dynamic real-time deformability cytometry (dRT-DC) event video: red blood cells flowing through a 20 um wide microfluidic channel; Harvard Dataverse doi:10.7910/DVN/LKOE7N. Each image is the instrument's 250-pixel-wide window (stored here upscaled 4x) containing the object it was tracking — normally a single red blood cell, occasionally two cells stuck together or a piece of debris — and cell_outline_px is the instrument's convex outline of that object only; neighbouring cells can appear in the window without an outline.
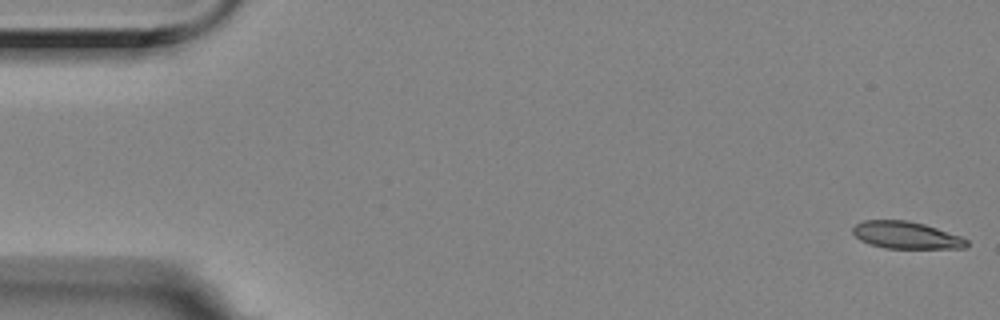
{"species": "Egyptian fruit bat (a non-hibernating species)", "species_latin": "Rousettus aegyptiacus", "temperature_condition": "room temperature", "stored_images_in_passage": 56, "camera_frame_rate_fps": 3000, "um_per_image_px": 0.085, "animal": {"sex": "female"}, "frame": {"image": 1, "passage_image": 1, "time_ms": 0.0, "image_size_px": [1000, 320], "cell_outline_px": [[968, 244], [964, 248], [884, 248], [860, 240], [852, 232], [852, 228], [856, 224], [864, 220], [908, 220], [924, 224], [960, 236], [968, 240]], "centroid_in_image_um": [77.01, 19.98], "position_along_channel_um": 8.0, "area_um2": 17.86}}
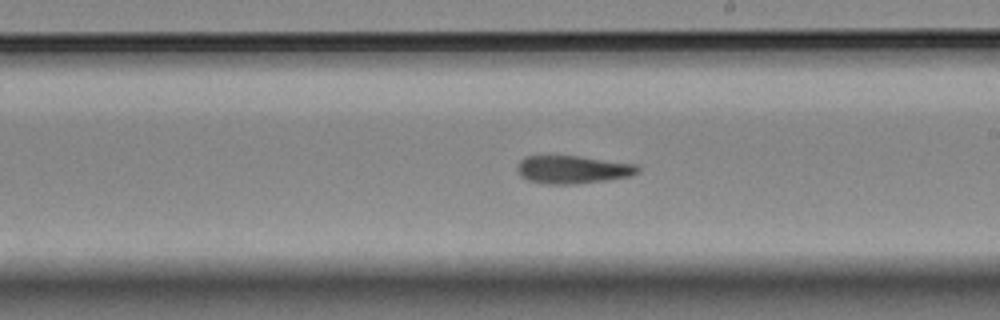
{"frame": {"image": 2, "passage_image": 32, "time_ms": 10.333, "image_size_px": [1000, 320], "cell_outline_px": [[640, 172], [632, 176], [576, 184], [544, 184], [528, 180], [520, 176], [516, 168], [520, 160], [528, 156], [576, 156], [636, 164], [640, 168]], "centroid_in_image_um": [48.68, 14.42], "position_along_channel_um": 240.3, "area_um2": 19.59}}
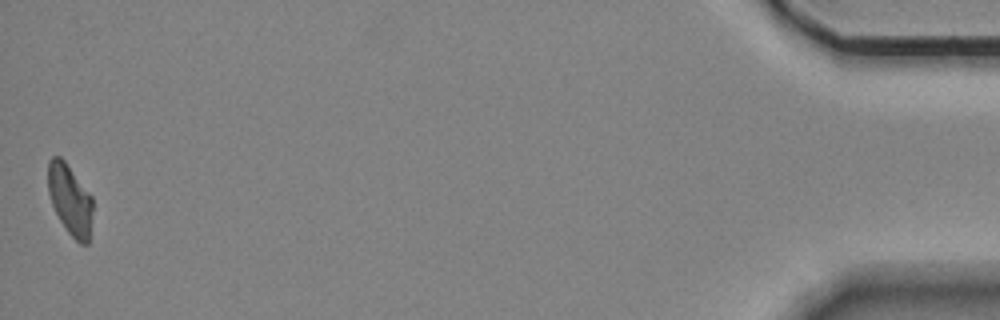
{"frame": {"image": 3, "passage_image": 56, "time_ms": 18.333, "image_size_px": [1000, 320], "cell_outline_px": [[92, 212], [88, 244], [80, 244], [68, 232], [60, 220], [52, 204], [48, 192], [48, 160], [52, 156], [60, 156], [64, 160], [92, 196]], "centroid_in_image_um": [5.94, 16.95], "position_along_channel_um": 429.3, "area_um2": 18.21}, "authors_computed_cell_mechanics": {"area_um2": 19.5942, "velocity_mm_per_s": 3.5232, "shape_relaxation_time_tau1_ms": 11.2247, "shape_relaxation_time_tau2_ms": 4.8822, "deformation_change_tau1": 0.24, "deformation_change_tau2": 0.1312}}